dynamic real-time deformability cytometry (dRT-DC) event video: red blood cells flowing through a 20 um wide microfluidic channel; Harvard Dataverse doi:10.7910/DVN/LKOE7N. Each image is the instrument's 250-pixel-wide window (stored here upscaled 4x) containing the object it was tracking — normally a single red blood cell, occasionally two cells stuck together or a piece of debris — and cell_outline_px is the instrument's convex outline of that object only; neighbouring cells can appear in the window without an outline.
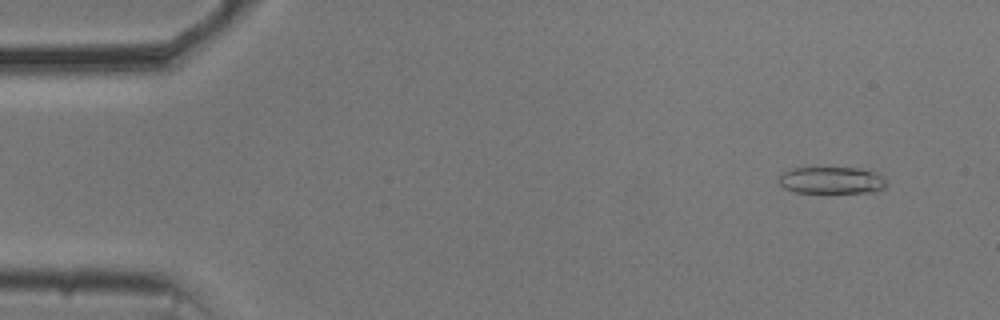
{"species": "common noctule bat (a hibernating species)", "species_latin": "Nyctalus noctula", "temperature_condition": "cold", "stored_images_in_passage": 54, "camera_frame_rate_fps": 3000, "um_per_image_px": 0.085, "animal": {"sex": "male", "body_mass_g": 20.5, "forearm_length_mm": 52.5}, "frame": {"image": 1, "passage_image": 4, "time_ms": 1.0, "image_size_px": [1000, 320], "cell_outline_px": [[888, 184], [884, 188], [872, 192], [796, 192], [784, 188], [780, 184], [780, 176], [784, 172], [792, 168], [860, 168], [876, 172], [884, 176]], "centroid_in_image_um": [70.75, 15.32], "position_along_channel_um": 14.3, "area_um2": 16.82}}
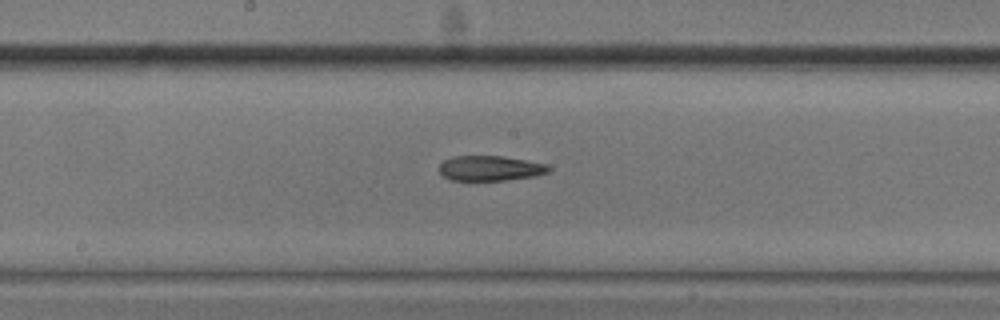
{"frame": {"image": 2, "passage_image": 28, "time_ms": 9.0, "image_size_px": [1000, 320], "cell_outline_px": [[552, 168], [548, 172], [536, 176], [504, 180], [452, 180], [444, 176], [440, 172], [440, 164], [444, 160], [452, 156], [504, 156], [548, 164]], "centroid_in_image_um": [41.7, 14.29], "position_along_channel_um": 206.5, "area_um2": 16.01}}
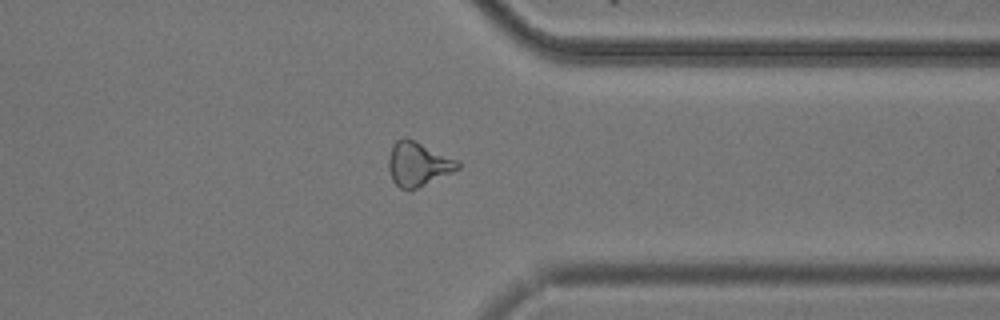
{"frame": {"image": 3, "passage_image": 42, "time_ms": 13.667, "image_size_px": [1000, 320], "cell_outline_px": [[460, 168], [452, 172], [408, 192], [400, 188], [392, 180], [388, 168], [388, 156], [392, 144], [396, 140], [404, 136], [408, 136], [460, 160]], "centroid_in_image_um": [35.52, 13.91], "position_along_channel_um": 375.9, "area_um2": 18.38}, "authors_computed_cell_mechanics": {"area_um2": 17.6579, "velocity_mm_per_s": 3.7143, "shape_relaxation_time_tau1_ms": null, "shape_relaxation_time_tau2_ms": 6.2743, "deformation_change_tau1": null, "deformation_change_tau2": 0.1686}}